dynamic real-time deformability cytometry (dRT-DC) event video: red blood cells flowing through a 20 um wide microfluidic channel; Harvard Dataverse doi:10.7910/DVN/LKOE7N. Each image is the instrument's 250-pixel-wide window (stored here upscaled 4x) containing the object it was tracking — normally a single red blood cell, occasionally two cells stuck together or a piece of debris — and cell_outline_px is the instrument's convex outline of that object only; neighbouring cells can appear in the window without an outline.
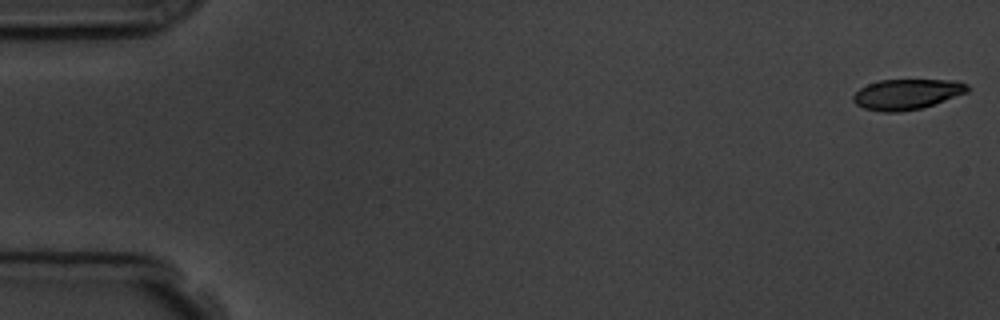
{"species": "common noctule bat (a hibernating species)", "species_latin": "Nyctalus noctula", "temperature_condition": "room temperature", "stored_images_in_passage": 10, "camera_frame_rate_fps": 3000, "um_per_image_px": 0.085, "animal": {"sex": "male", "body_mass_g": 19.5, "forearm_length_mm": 54.6}, "frame": {"image": 1, "passage_image": 1, "time_ms": 0.0, "image_size_px": [1000, 320], "cell_outline_px": [[968, 92], [920, 108], [900, 112], [884, 112], [864, 108], [856, 104], [852, 100], [852, 96], [860, 88], [868, 84], [880, 80], [960, 80], [968, 84]], "centroid_in_image_um": [77.07, 8.0], "position_along_channel_um": 7.9, "area_um2": 20.11}}
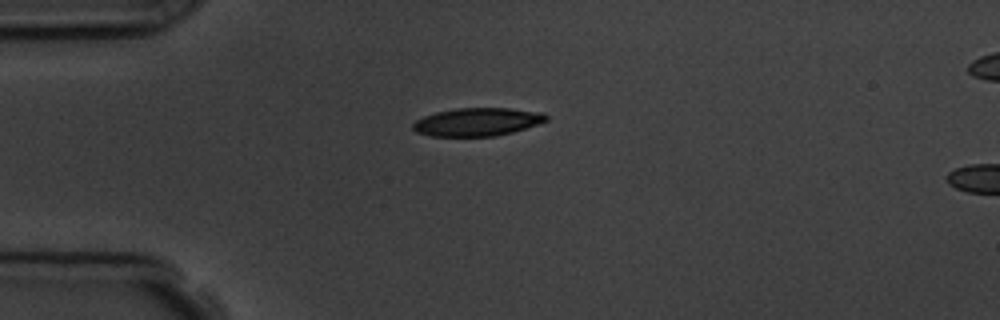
{"frame": {"image": 2, "passage_image": 5, "time_ms": 4.333, "image_size_px": [1000, 320], "cell_outline_px": [[548, 120], [512, 132], [496, 136], [432, 136], [416, 132], [412, 128], [412, 124], [416, 120], [424, 116], [436, 112], [456, 108], [508, 108], [544, 112], [548, 116]], "centroid_in_image_um": [40.56, 10.36], "position_along_channel_um": 44.4, "area_um2": 21.79}}